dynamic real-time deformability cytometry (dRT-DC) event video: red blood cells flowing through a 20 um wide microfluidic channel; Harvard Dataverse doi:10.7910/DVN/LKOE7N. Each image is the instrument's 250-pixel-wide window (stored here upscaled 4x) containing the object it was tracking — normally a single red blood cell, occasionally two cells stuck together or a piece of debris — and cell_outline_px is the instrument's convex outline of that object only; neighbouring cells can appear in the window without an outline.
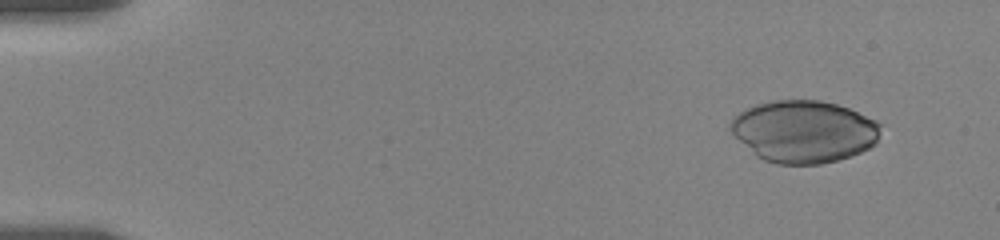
{"species": "human", "species_latin": "Homo sapiens", "temperature_condition": "room temperature", "stored_images_in_passage": 6, "camera_frame_rate_fps": 3000, "um_per_image_px": 0.085, "donor": {"sex": "female"}, "frame": {"image": 1, "passage_image": 2, "time_ms": 1.0, "image_size_px": [1000, 240], "cell_outline_px": [[880, 124], [876, 144], [860, 152], [836, 160], [820, 164], [776, 164], [764, 160], [756, 156], [728, 128], [728, 124], [744, 108], [756, 104], [776, 100], [820, 100], [836, 104], [848, 108], [876, 120]], "centroid_in_image_um": [68.31, 11.17], "position_along_channel_um": 16.7, "area_um2": 54.1}}